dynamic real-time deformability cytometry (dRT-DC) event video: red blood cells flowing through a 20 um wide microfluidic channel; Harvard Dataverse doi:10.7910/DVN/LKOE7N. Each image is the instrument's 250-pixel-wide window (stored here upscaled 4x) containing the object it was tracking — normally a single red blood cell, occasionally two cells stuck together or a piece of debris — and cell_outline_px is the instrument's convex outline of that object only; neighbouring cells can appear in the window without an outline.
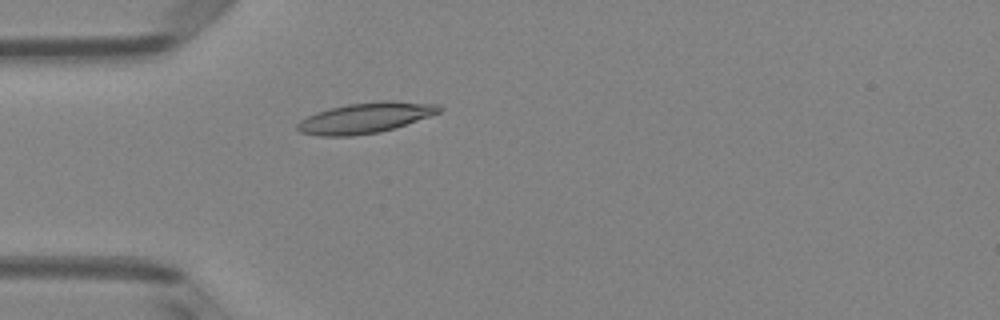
{"species": "Egyptian fruit bat (a non-hibernating species)", "species_latin": "Rousettus aegyptiacus", "temperature_condition": "room temperature", "stored_images_in_passage": 4, "camera_frame_rate_fps": 3000, "um_per_image_px": 0.085, "animal": {"sex": "female"}, "frame": {"image": 1, "passage_image": 4, "time_ms": 1.0, "image_size_px": [1000, 320], "cell_outline_px": [[444, 108], [440, 112], [380, 132], [352, 136], [320, 136], [300, 132], [296, 128], [296, 124], [300, 120], [316, 112], [328, 108], [348, 104], [380, 100], [392, 100], [436, 104]], "centroid_in_image_um": [31.01, 10.01], "position_along_channel_um": 54.0, "area_um2": 25.14}}